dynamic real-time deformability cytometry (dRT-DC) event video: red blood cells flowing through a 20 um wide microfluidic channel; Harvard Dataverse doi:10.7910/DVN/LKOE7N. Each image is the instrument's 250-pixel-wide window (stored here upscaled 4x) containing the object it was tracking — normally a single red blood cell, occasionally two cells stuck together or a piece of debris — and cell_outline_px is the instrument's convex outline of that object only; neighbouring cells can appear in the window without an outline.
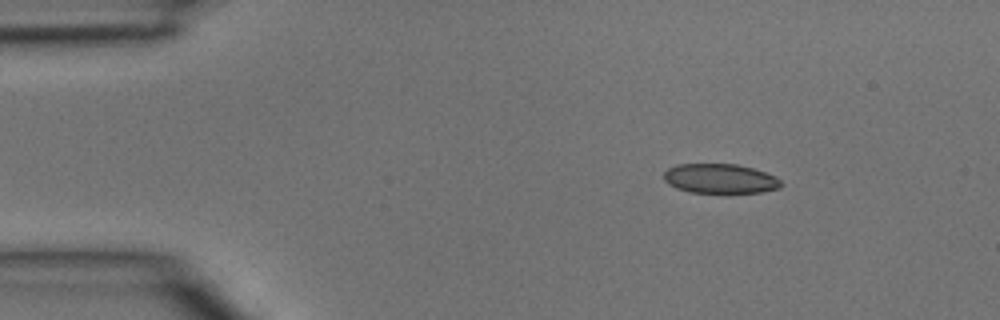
{"species": "common noctule bat (a hibernating species)", "species_latin": "Nyctalus noctula", "temperature_condition": "room temperature", "stored_images_in_passage": 2, "camera_frame_rate_fps": 3000, "um_per_image_px": 0.085, "animal": {"sex": "male", "body_mass_g": 15.6}, "frame": {"image": 1, "passage_image": 1, "time_ms": 0.0, "image_size_px": [1000, 320], "cell_outline_px": [[784, 184], [780, 188], [760, 192], [688, 192], [676, 188], [668, 184], [664, 180], [664, 172], [668, 168], [676, 164], [736, 164], [752, 168], [776, 176]], "centroid_in_image_um": [61.2, 15.18], "position_along_channel_um": 23.8, "area_um2": 20.17}}